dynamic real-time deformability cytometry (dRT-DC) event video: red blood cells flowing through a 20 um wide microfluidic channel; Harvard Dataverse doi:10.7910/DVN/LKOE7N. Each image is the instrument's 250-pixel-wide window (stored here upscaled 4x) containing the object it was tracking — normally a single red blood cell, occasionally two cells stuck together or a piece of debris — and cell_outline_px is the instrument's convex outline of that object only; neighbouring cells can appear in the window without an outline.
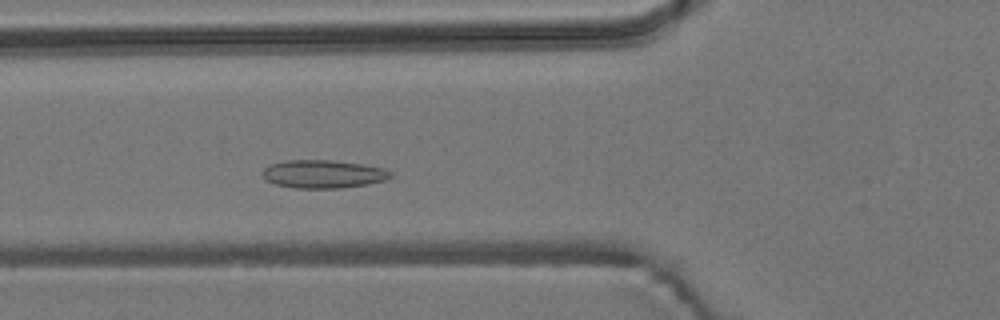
{"species": "common noctule bat (a hibernating species)", "species_latin": "Nyctalus noctula", "temperature_condition": "room temperature", "stored_images_in_passage": 52, "camera_frame_rate_fps": 3000, "um_per_image_px": 0.085, "animal": {"sex": "male", "body_mass_g": 19.2, "forearm_length_mm": 51.8}, "frame": {"image": 1, "passage_image": 15, "time_ms": 4.667, "image_size_px": [1000, 320], "cell_outline_px": [[392, 176], [384, 180], [368, 184], [340, 188], [296, 188], [276, 184], [264, 180], [260, 176], [260, 172], [268, 164], [284, 160], [332, 160], [360, 164], [384, 168], [392, 172]], "centroid_in_image_um": [27.4, 14.79], "position_along_channel_um": 98.4, "area_um2": 21.21}}
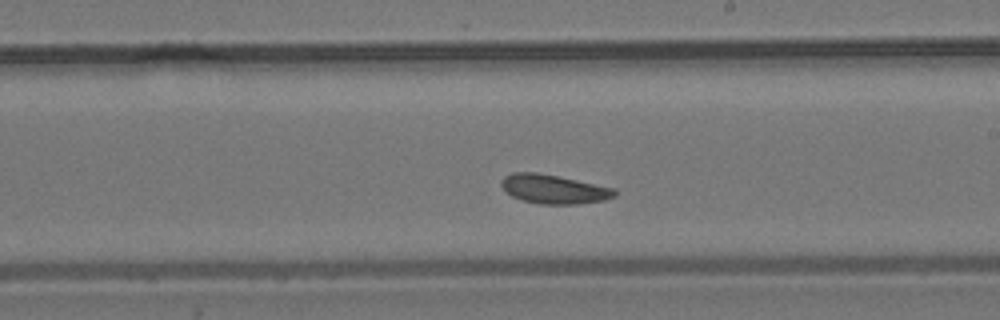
{"frame": {"image": 2, "passage_image": 27, "time_ms": 8.667, "image_size_px": [1000, 320], "cell_outline_px": [[616, 196], [604, 200], [576, 204], [540, 204], [524, 200], [512, 196], [500, 184], [500, 180], [504, 176], [512, 172], [536, 172], [616, 188]], "centroid_in_image_um": [47.07, 16.07], "position_along_channel_um": 241.9, "area_um2": 19.02}}
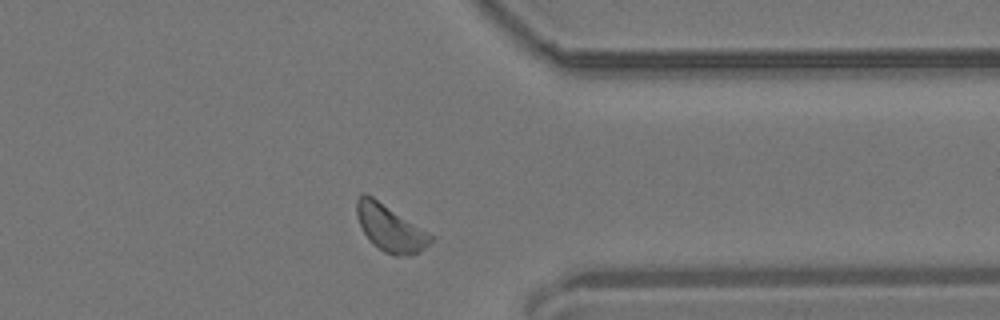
{"frame": {"image": 3, "passage_image": 39, "time_ms": 12.667, "image_size_px": [1000, 320], "cell_outline_px": [[436, 236], [420, 252], [404, 256], [392, 256], [384, 252], [372, 244], [364, 232], [356, 216], [356, 200], [360, 192], [364, 192], [372, 196]], "centroid_in_image_um": [33.16, 19.38], "position_along_channel_um": 378.2, "area_um2": 20.35}, "authors_computed_cell_mechanics": {"area_um2": 19.4497, "velocity_mm_per_s": 3.5866, "shape_relaxation_time_tau1_ms": null, "shape_relaxation_time_tau2_ms": 6.8968, "deformation_change_tau1": null, "deformation_change_tau2": 0.1318}}